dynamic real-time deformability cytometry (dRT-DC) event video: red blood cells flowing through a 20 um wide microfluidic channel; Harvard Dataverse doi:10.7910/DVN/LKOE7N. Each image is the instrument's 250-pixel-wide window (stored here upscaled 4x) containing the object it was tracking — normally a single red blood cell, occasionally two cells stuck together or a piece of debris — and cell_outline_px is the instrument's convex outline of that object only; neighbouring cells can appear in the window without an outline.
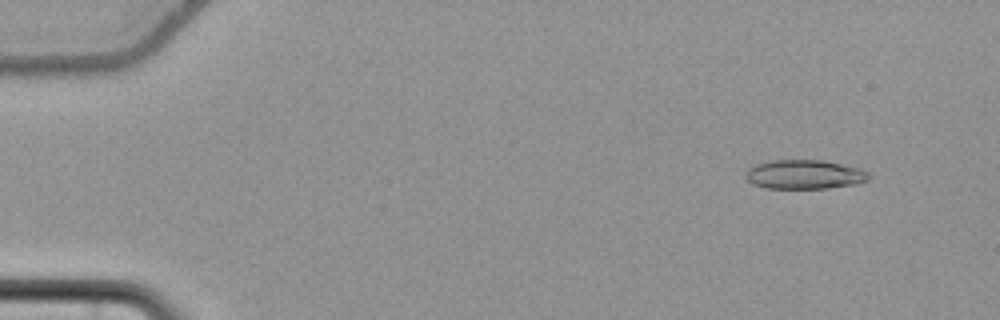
{"species": "common noctule bat (a hibernating species)", "species_latin": "Nyctalus noctula", "temperature_condition": "cold", "stored_images_in_passage": 52, "camera_frame_rate_fps": 3000, "um_per_image_px": 0.085, "animal": {"sex": "female", "body_mass_g": 22.7, "forearm_length_mm": 54.2}, "frame": {"image": 1, "passage_image": 1, "time_ms": 0.0, "image_size_px": [1000, 320], "cell_outline_px": [[872, 176], [868, 180], [856, 184], [828, 188], [768, 188], [752, 184], [744, 176], [744, 172], [748, 168], [756, 164], [772, 160], [824, 160], [860, 168], [868, 172]], "centroid_in_image_um": [68.39, 14.82], "position_along_channel_um": 16.6, "area_um2": 21.1}}
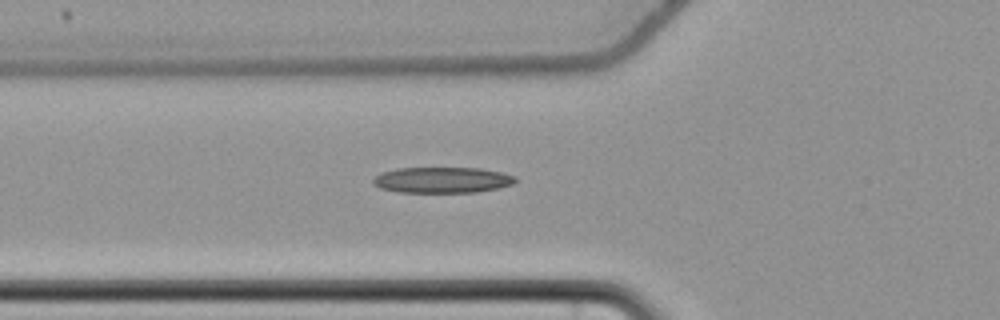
{"frame": {"image": 2, "passage_image": 17, "time_ms": 5.333, "image_size_px": [1000, 320], "cell_outline_px": [[516, 180], [512, 184], [496, 188], [476, 192], [400, 192], [380, 188], [372, 184], [372, 180], [380, 172], [396, 168], [480, 168], [500, 172], [516, 176]], "centroid_in_image_um": [37.54, 15.29], "position_along_channel_um": 88.3, "area_um2": 21.39}}
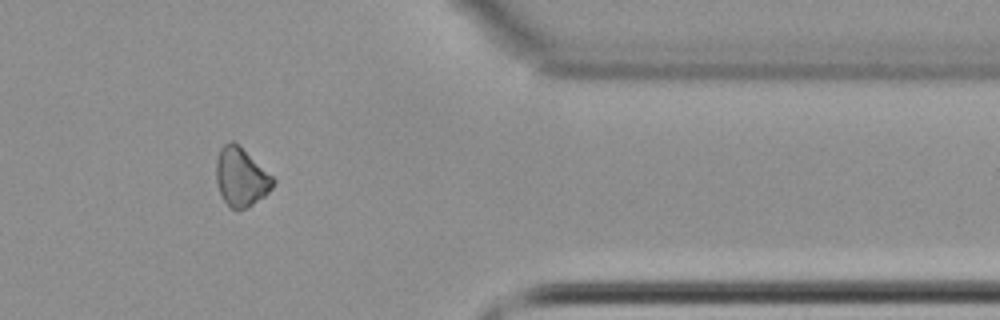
{"frame": {"image": 3, "passage_image": 43, "time_ms": 14.0, "image_size_px": [1000, 320], "cell_outline_px": [[276, 180], [272, 188], [264, 196], [248, 208], [236, 212], [224, 200], [216, 184], [216, 160], [220, 148], [228, 140], [232, 140], [272, 176]], "centroid_in_image_um": [20.46, 15.08], "position_along_channel_um": 390.9, "area_um2": 19.31}, "authors_computed_cell_mechanics": {"area_um2": 21.0103, "velocity_mm_per_s": 3.7084, "shape_relaxation_time_tau1_ms": 4.4093, "shape_relaxation_time_tau2_ms": null, "deformation_change_tau1": 0.0836, "deformation_change_tau2": null}}